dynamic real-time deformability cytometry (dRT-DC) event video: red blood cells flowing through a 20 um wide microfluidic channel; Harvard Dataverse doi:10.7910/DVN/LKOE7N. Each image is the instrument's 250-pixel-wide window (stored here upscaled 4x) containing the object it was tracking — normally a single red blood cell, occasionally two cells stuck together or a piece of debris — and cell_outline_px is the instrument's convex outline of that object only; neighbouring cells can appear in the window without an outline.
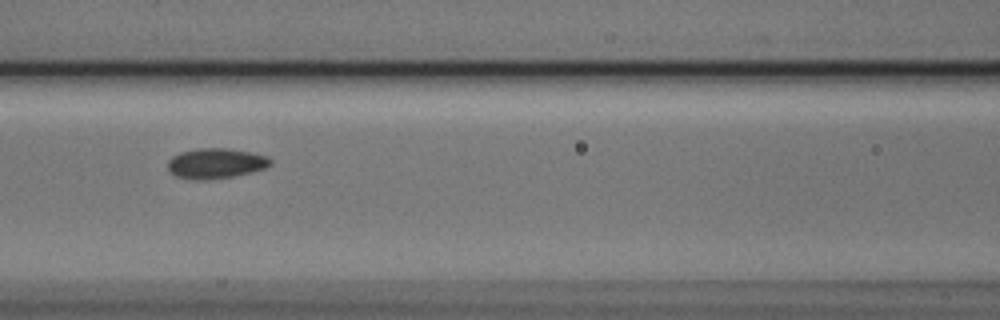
{"species": "Egyptian fruit bat (a non-hibernating species)", "species_latin": "Rousettus aegyptiacus", "temperature_condition": "cold", "stored_images_in_passage": 8, "camera_frame_rate_fps": 3000, "um_per_image_px": 0.085, "animal": {"sex": "male"}, "frame": {"image": 1, "passage_image": 8, "time_ms": 2.333, "image_size_px": [1000, 320], "cell_outline_px": [[272, 164], [264, 168], [232, 176], [200, 180], [196, 180], [176, 176], [168, 168], [168, 160], [172, 156], [180, 152], [196, 148], [228, 148], [252, 152], [268, 156], [272, 160]], "centroid_in_image_um": [18.34, 13.86], "position_along_channel_um": 148.3, "area_um2": 17.98}}